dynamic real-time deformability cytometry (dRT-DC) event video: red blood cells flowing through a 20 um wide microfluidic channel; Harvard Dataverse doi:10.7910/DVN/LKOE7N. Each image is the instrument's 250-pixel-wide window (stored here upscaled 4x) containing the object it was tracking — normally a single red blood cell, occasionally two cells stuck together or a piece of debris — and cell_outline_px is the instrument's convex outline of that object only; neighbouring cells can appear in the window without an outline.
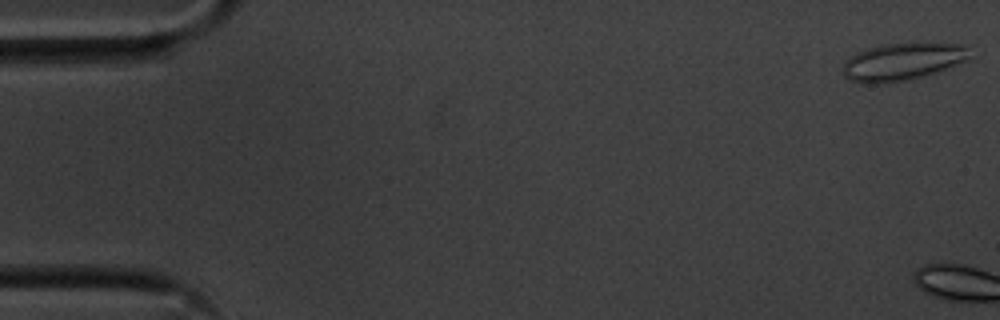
{"species": "common noctule bat (a hibernating species)", "species_latin": "Nyctalus noctula", "temperature_condition": "cold", "stored_images_in_passage": 4, "camera_frame_rate_fps": 3000, "um_per_image_px": 0.085, "animal": {"sex": "male", "body_mass_g": 20.1, "forearm_length_mm": 53.5}, "frame": {"image": 1, "passage_image": 1, "time_ms": 0.0, "image_size_px": [1000, 320], "cell_outline_px": [[972, 44], [968, 60], [928, 76], [908, 80], [884, 84], [864, 84], [848, 80], [844, 76], [840, 68], [844, 60], [848, 56], [856, 52], [868, 48], [884, 44], [908, 40], [916, 40]], "centroid_in_image_um": [76.76, 5.19], "position_along_channel_um": 8.2, "area_um2": 29.71}}